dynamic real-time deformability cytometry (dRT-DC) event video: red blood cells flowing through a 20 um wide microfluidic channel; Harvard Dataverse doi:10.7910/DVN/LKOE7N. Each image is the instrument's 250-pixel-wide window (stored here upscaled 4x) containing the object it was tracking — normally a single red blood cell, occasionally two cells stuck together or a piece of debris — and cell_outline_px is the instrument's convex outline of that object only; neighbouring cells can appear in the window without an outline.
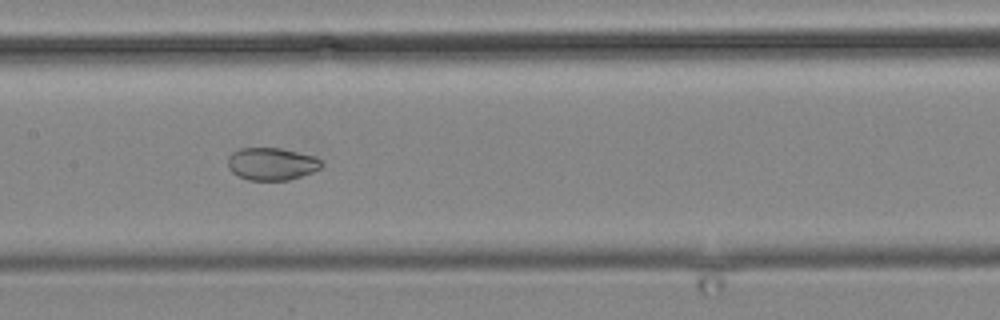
{"species": "common noctule bat (a hibernating species)", "species_latin": "Nyctalus noctula", "temperature_condition": "cold", "stored_images_in_passage": 21, "camera_frame_rate_fps": 3000, "um_per_image_px": 0.085, "animal": {"sex": "male", "body_mass_g": 19.2, "forearm_length_mm": 51.8}, "frame": {"image": 1, "passage_image": 13, "time_ms": 14.0, "image_size_px": [1000, 320], "cell_outline_px": [[324, 164], [320, 168], [312, 172], [288, 180], [248, 180], [236, 176], [228, 168], [228, 156], [232, 152], [240, 148], [280, 148], [316, 156]], "centroid_in_image_um": [23.07, 13.93], "position_along_channel_um": 184.3, "area_um2": 17.86}}
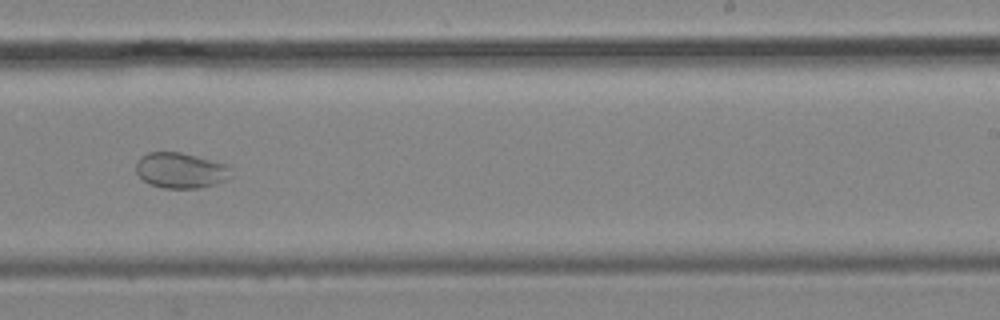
{"frame": {"image": 2, "passage_image": 15, "time_ms": 16.667, "image_size_px": [1000, 320], "cell_outline_px": [[228, 176], [224, 180], [200, 188], [164, 188], [148, 184], [136, 172], [136, 160], [140, 156], [148, 152], [180, 152], [196, 156], [224, 164], [228, 168]], "centroid_in_image_um": [15.25, 14.48], "position_along_channel_um": 273.8, "area_um2": 19.31}}
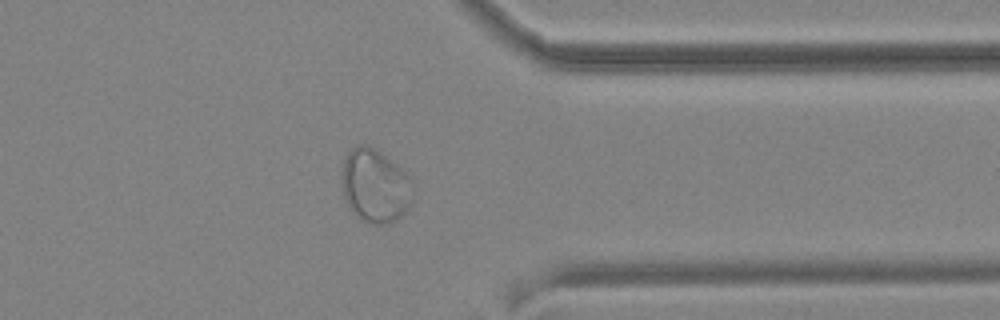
{"frame": {"image": 3, "passage_image": 18, "time_ms": 20.0, "image_size_px": [1000, 320], "cell_outline_px": [[412, 204], [396, 220], [384, 224], [368, 224], [360, 220], [348, 208], [344, 196], [340, 176], [344, 160], [348, 152], [356, 144], [368, 144], [380, 152], [408, 172], [412, 176]], "centroid_in_image_um": [31.88, 15.79], "position_along_channel_um": 379.5, "area_um2": 31.21}}